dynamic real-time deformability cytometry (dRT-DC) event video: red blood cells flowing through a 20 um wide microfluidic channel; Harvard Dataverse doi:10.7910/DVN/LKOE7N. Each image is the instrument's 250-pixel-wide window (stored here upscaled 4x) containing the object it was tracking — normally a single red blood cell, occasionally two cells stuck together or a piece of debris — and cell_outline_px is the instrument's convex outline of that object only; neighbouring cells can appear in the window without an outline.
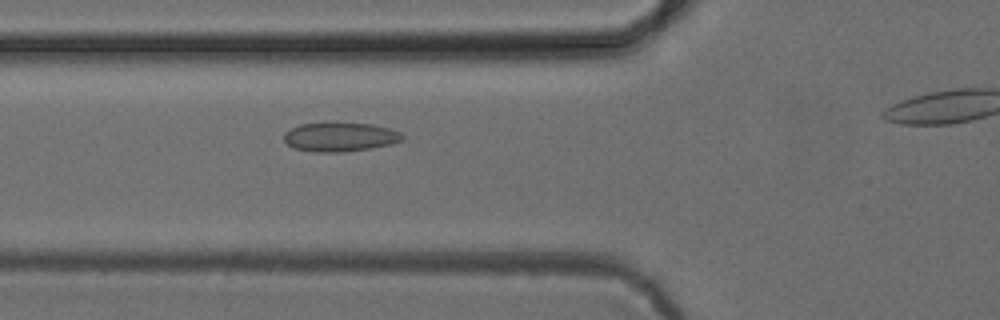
{"species": "common noctule bat (a hibernating species)", "species_latin": "Nyctalus noctula", "temperature_condition": "cold", "stored_images_in_passage": 5, "camera_frame_rate_fps": 3000, "um_per_image_px": 0.085, "animal": {"sex": "female", "body_mass_g": 24.6, "forearm_length_mm": 56.2}, "frame": {"image": 1, "passage_image": 4, "time_ms": 3.333, "image_size_px": [1000, 320], "cell_outline_px": [[404, 140], [392, 144], [368, 148], [340, 152], [316, 152], [292, 148], [284, 140], [284, 132], [300, 124], [324, 120], [336, 120], [372, 124], [388, 128], [400, 132], [404, 136]], "centroid_in_image_um": [28.87, 11.59], "position_along_channel_um": 96.9, "area_um2": 20.87}}